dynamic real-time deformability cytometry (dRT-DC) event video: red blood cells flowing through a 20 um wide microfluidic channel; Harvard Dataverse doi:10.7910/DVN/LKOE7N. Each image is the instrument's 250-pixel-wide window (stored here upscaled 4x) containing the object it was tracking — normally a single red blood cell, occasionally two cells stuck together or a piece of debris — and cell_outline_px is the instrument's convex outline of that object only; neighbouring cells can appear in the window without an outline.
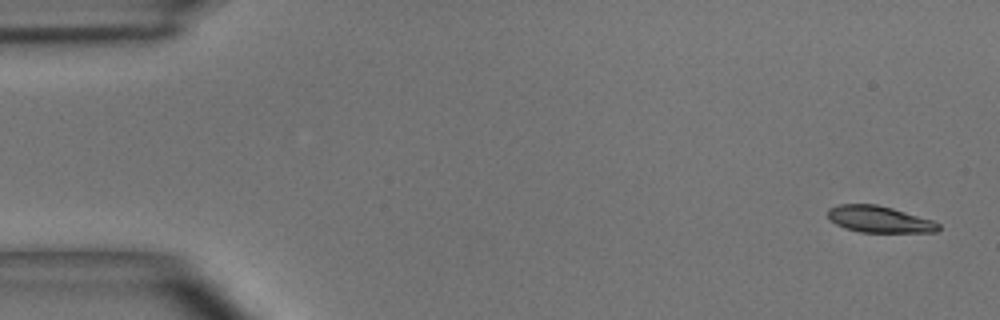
{"species": "common noctule bat (a hibernating species)", "species_latin": "Nyctalus noctula", "temperature_condition": "room temperature", "stored_images_in_passage": 7, "camera_frame_rate_fps": 3000, "um_per_image_px": 0.085, "animal": {"sex": "male", "body_mass_g": 15.6}, "frame": {"image": 1, "passage_image": 1, "time_ms": 0.0, "image_size_px": [1000, 320], "cell_outline_px": [[940, 228], [936, 232], [860, 232], [844, 228], [836, 224], [828, 216], [828, 208], [840, 204], [876, 204], [892, 208], [932, 220], [940, 224]], "centroid_in_image_um": [74.73, 18.64], "position_along_channel_um": 10.3, "area_um2": 16.99}}
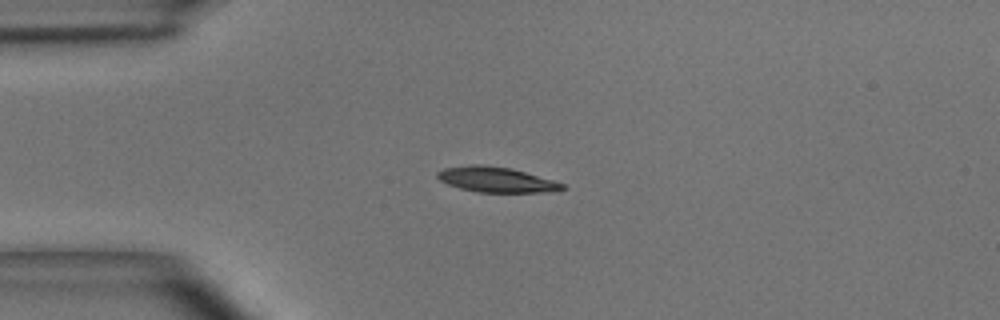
{"frame": {"image": 2, "passage_image": 4, "time_ms": 1.0, "image_size_px": [1000, 320], "cell_outline_px": [[568, 188], [548, 192], [476, 192], [460, 188], [448, 184], [440, 180], [436, 176], [436, 172], [444, 168], [472, 164], [480, 164], [512, 168], [552, 180], [564, 184]], "centroid_in_image_um": [42.17, 15.26], "position_along_channel_um": 42.8, "area_um2": 18.38}}
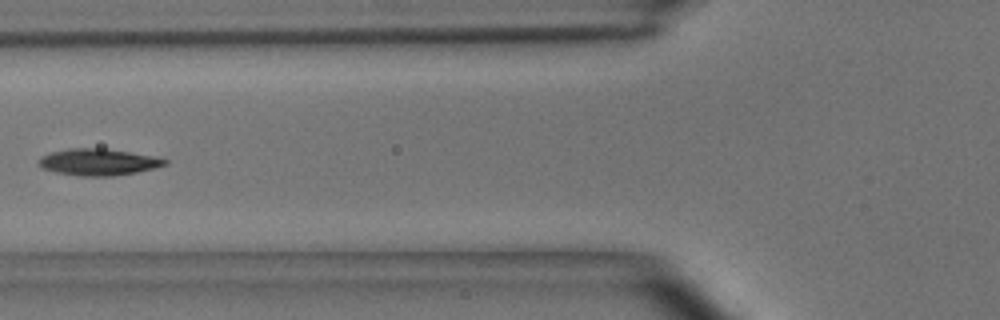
{"frame": {"image": 3, "passage_image": 6, "time_ms": 1.667, "image_size_px": [1000, 320], "cell_outline_px": [[168, 164], [136, 172], [112, 176], [80, 176], [56, 172], [44, 168], [40, 164], [40, 160], [44, 156], [52, 152], [68, 148], [104, 148], [152, 156], [168, 160]], "centroid_in_image_um": [8.38, 13.77], "position_along_channel_um": 117.4, "area_um2": 19.13}}